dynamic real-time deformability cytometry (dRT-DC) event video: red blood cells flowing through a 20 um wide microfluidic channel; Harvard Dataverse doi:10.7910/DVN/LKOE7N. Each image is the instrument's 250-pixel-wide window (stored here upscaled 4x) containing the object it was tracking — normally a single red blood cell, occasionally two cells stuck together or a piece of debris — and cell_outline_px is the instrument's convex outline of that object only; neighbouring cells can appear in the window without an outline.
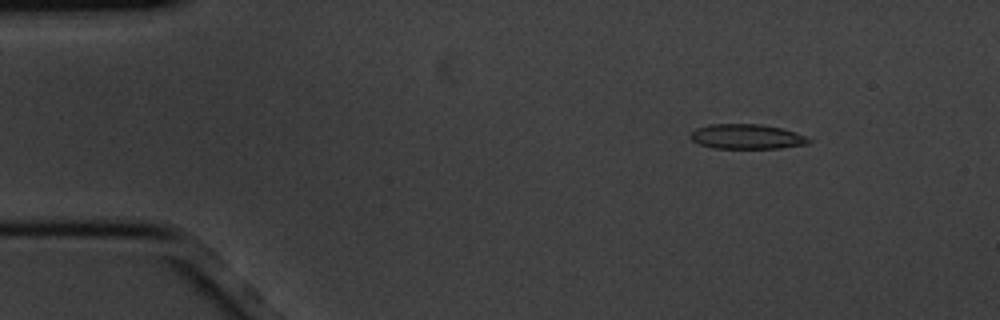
{"species": "common noctule bat (a hibernating species)", "species_latin": "Nyctalus noctula", "temperature_condition": "cold", "stored_images_in_passage": 10, "camera_frame_rate_fps": 3000, "um_per_image_px": 0.085, "animal": {"sex": "male", "body_mass_g": 20.1, "forearm_length_mm": 53.5}, "frame": {"image": 1, "passage_image": 3, "time_ms": 0.667, "image_size_px": [1000, 320], "cell_outline_px": [[812, 140], [808, 144], [780, 148], [712, 148], [700, 144], [692, 140], [688, 136], [696, 128], [708, 124], [760, 124], [780, 128], [804, 136]], "centroid_in_image_um": [63.43, 11.61], "position_along_channel_um": 21.6, "area_um2": 16.99}}
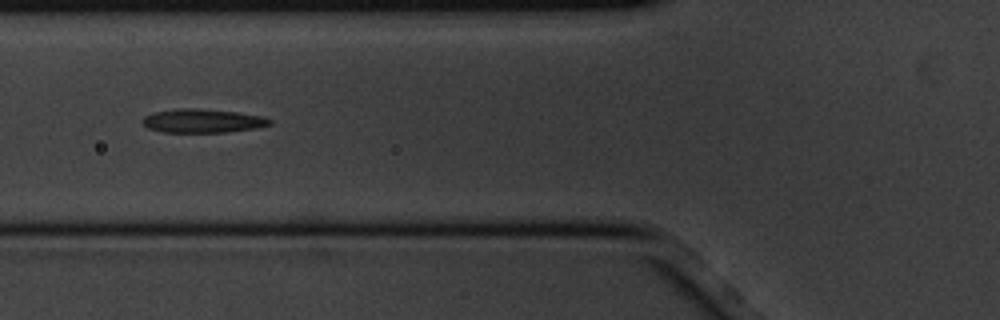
{"frame": {"image": 2, "passage_image": 7, "time_ms": 2.0, "image_size_px": [1000, 320], "cell_outline_px": [[272, 124], [256, 128], [224, 132], [164, 132], [148, 128], [140, 120], [144, 116], [156, 112], [176, 108], [196, 108], [240, 112], [260, 116], [272, 120]], "centroid_in_image_um": [17.21, 10.26], "position_along_channel_um": 108.6, "area_um2": 17.57}}
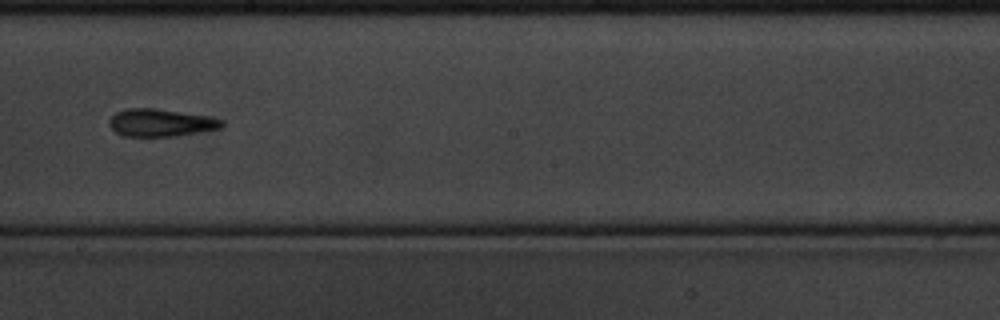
{"frame": {"image": 3, "passage_image": 10, "time_ms": 3.0, "image_size_px": [1000, 320], "cell_outline_px": [[224, 124], [220, 128], [172, 136], [124, 136], [116, 132], [108, 124], [108, 120], [116, 112], [128, 108], [156, 108], [204, 116], [224, 120]], "centroid_in_image_um": [13.6, 10.42], "position_along_channel_um": 234.6, "area_um2": 17.74}}